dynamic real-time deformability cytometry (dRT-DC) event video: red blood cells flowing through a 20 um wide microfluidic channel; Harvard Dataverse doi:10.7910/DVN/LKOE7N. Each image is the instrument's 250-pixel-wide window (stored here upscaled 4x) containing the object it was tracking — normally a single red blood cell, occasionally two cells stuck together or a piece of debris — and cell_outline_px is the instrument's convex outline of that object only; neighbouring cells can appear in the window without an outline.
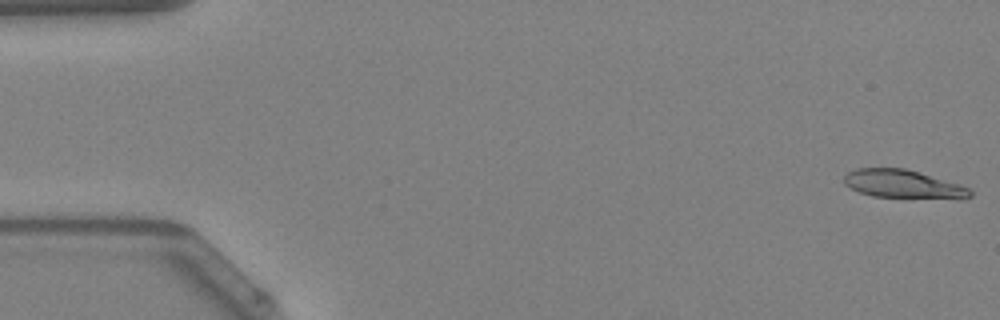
{"species": "Egyptian fruit bat (a non-hibernating species)", "species_latin": "Rousettus aegyptiacus", "temperature_condition": "warm", "stored_images_in_passage": 49, "camera_frame_rate_fps": 3000, "um_per_image_px": 0.085, "animal": {"sex": "female"}, "frame": {"image": 1, "passage_image": 1, "time_ms": 0.0, "image_size_px": [1000, 320], "cell_outline_px": [[972, 196], [872, 196], [860, 192], [844, 184], [844, 176], [848, 172], [856, 168], [904, 168], [956, 184], [968, 188], [972, 192]], "centroid_in_image_um": [76.57, 15.59], "position_along_channel_um": 8.4, "area_um2": 19.31}}
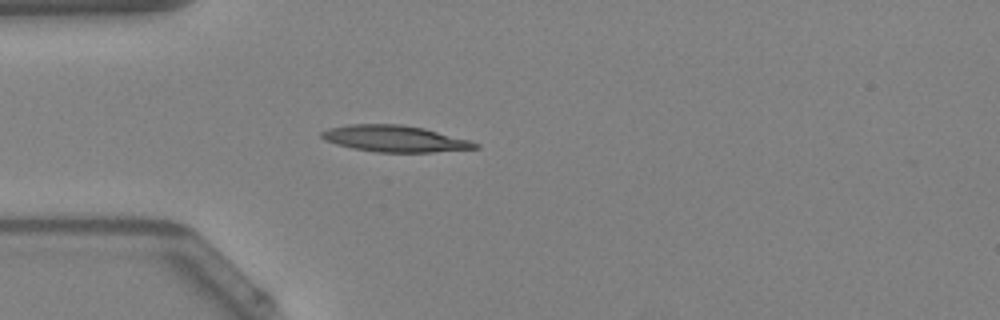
{"frame": {"image": 2, "passage_image": 14, "time_ms": 4.333, "image_size_px": [1000, 320], "cell_outline_px": [[480, 148], [432, 152], [376, 152], [352, 148], [336, 144], [324, 140], [320, 136], [320, 132], [328, 128], [348, 124], [400, 124], [424, 128], [468, 140], [480, 144]], "centroid_in_image_um": [33.52, 11.78], "position_along_channel_um": 51.5, "area_um2": 23.64}}
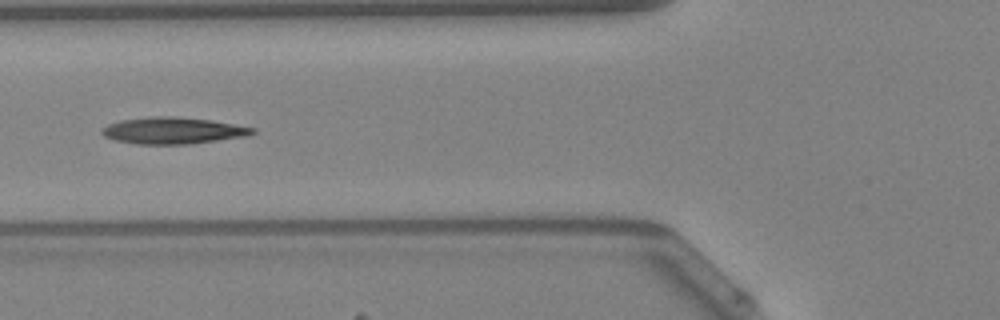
{"frame": {"image": 3, "passage_image": 19, "time_ms": 6.0, "image_size_px": [1000, 320], "cell_outline_px": [[256, 132], [248, 136], [188, 144], [136, 144], [116, 140], [104, 136], [100, 132], [100, 128], [108, 124], [120, 120], [156, 116], [164, 116], [212, 120], [256, 128]], "centroid_in_image_um": [14.69, 11.1], "position_along_channel_um": 111.1, "area_um2": 23.29}, "authors_computed_cell_mechanics": {"area_um2": 22.1374, "velocity_mm_per_s": 4.1652, "shape_relaxation_time_tau1_ms": 10.6119, "shape_relaxation_time_tau2_ms": 8.9946, "deformation_change_tau1": 0.2989, "deformation_change_tau2": 0.2477}}